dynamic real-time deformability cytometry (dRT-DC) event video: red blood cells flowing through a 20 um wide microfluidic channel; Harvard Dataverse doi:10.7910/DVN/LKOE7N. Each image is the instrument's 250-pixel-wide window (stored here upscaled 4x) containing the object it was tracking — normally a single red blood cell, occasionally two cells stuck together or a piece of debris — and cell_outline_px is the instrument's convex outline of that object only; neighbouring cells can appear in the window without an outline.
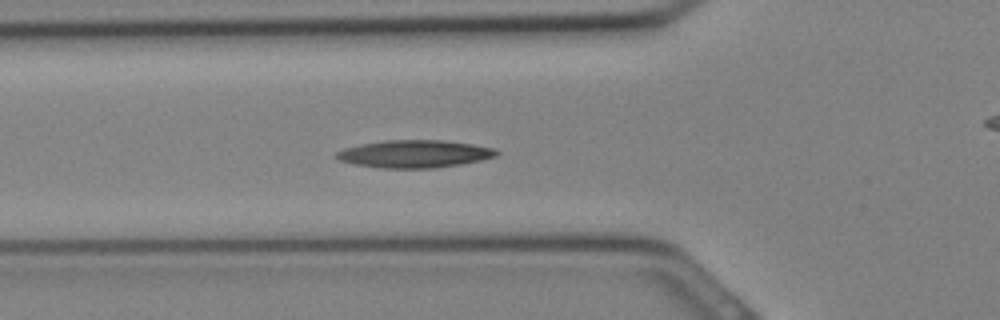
{"species": "Egyptian fruit bat (a non-hibernating species)", "species_latin": "Rousettus aegyptiacus", "temperature_condition": "cold", "stored_images_in_passage": 12, "camera_frame_rate_fps": 3000, "um_per_image_px": 0.085, "animal": {"sex": "female"}, "frame": {"image": 1, "passage_image": 2, "time_ms": 0.333, "image_size_px": [1000, 320], "cell_outline_px": [[500, 152], [496, 156], [480, 160], [460, 164], [432, 168], [380, 168], [356, 164], [340, 160], [336, 156], [336, 152], [344, 148], [360, 144], [384, 140], [444, 140], [472, 144], [492, 148]], "centroid_in_image_um": [35.22, 13.07], "position_along_channel_um": 90.6, "area_um2": 25.55}}
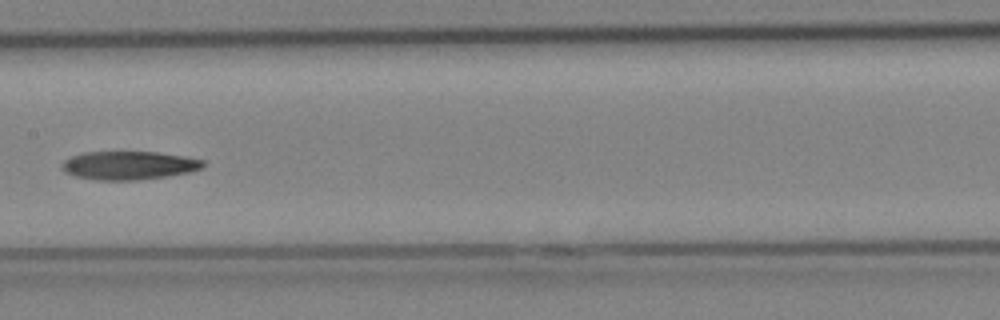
{"frame": {"image": 2, "passage_image": 7, "time_ms": 2.0, "image_size_px": [1000, 320], "cell_outline_px": [[204, 168], [192, 172], [168, 176], [136, 180], [96, 180], [76, 176], [64, 172], [60, 164], [68, 156], [84, 152], [156, 152], [184, 156], [204, 160]], "centroid_in_image_um": [10.95, 14.06], "position_along_channel_um": 196.5, "area_um2": 23.64}}
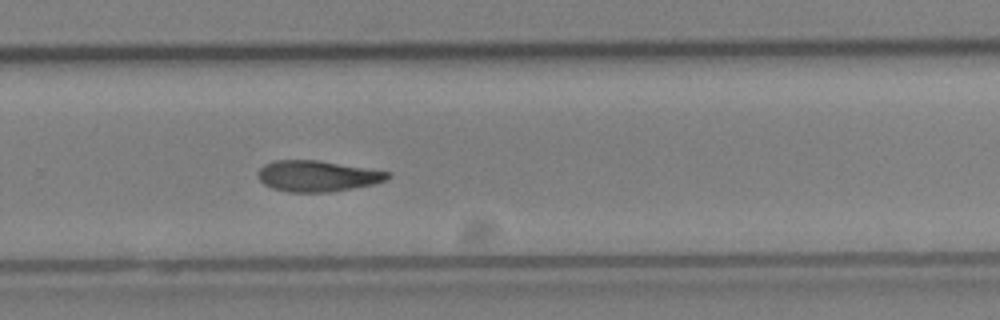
{"frame": {"image": 3, "passage_image": 12, "time_ms": 3.667, "image_size_px": [1000, 320], "cell_outline_px": [[392, 176], [384, 180], [372, 184], [332, 192], [288, 192], [272, 188], [264, 184], [256, 176], [256, 172], [264, 164], [272, 160], [316, 160], [392, 172]], "centroid_in_image_um": [26.93, 14.96], "position_along_channel_um": 302.9, "area_um2": 23.47}}